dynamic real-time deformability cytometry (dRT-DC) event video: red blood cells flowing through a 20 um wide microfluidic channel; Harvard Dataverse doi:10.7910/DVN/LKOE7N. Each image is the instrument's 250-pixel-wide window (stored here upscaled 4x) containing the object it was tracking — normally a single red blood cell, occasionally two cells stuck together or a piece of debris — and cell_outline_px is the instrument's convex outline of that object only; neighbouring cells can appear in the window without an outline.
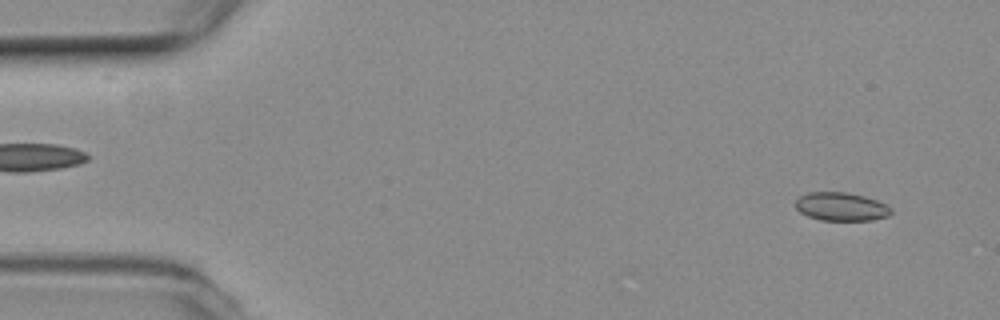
{"species": "common noctule bat (a hibernating species)", "species_latin": "Nyctalus noctula", "temperature_condition": "room temperature", "stored_images_in_passage": 16, "camera_frame_rate_fps": 3000, "um_per_image_px": 0.085, "animal": {"sex": "female", "body_mass_g": 19.3, "forearm_length_mm": 54.1}, "frame": {"image": 1, "passage_image": 3, "time_ms": 0.667, "image_size_px": [1000, 320], "cell_outline_px": [[892, 212], [888, 216], [872, 220], [820, 220], [808, 216], [800, 212], [796, 208], [796, 200], [800, 196], [808, 192], [844, 192], [864, 196], [876, 200], [892, 208]], "centroid_in_image_um": [71.49, 17.56], "position_along_channel_um": 13.5, "area_um2": 15.72}}
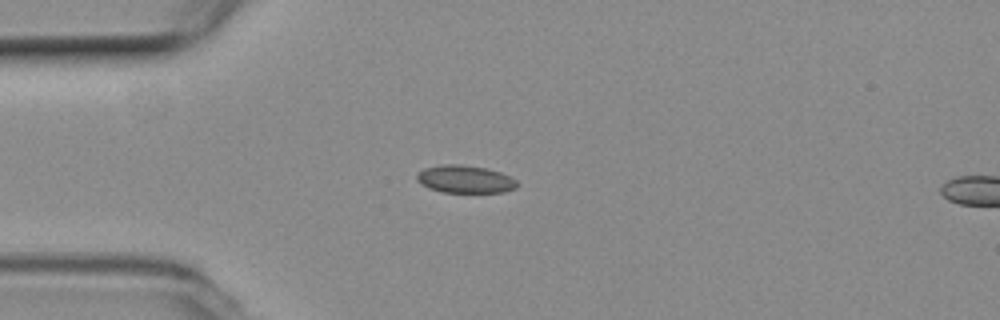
{"frame": {"image": 2, "passage_image": 13, "time_ms": 4.0, "image_size_px": [1000, 320], "cell_outline_px": [[520, 184], [516, 188], [504, 192], [440, 192], [428, 188], [420, 184], [416, 180], [416, 176], [424, 168], [440, 164], [460, 164], [484, 168], [500, 172], [516, 180]], "centroid_in_image_um": [39.51, 15.24], "position_along_channel_um": 45.5, "area_um2": 16.24}}